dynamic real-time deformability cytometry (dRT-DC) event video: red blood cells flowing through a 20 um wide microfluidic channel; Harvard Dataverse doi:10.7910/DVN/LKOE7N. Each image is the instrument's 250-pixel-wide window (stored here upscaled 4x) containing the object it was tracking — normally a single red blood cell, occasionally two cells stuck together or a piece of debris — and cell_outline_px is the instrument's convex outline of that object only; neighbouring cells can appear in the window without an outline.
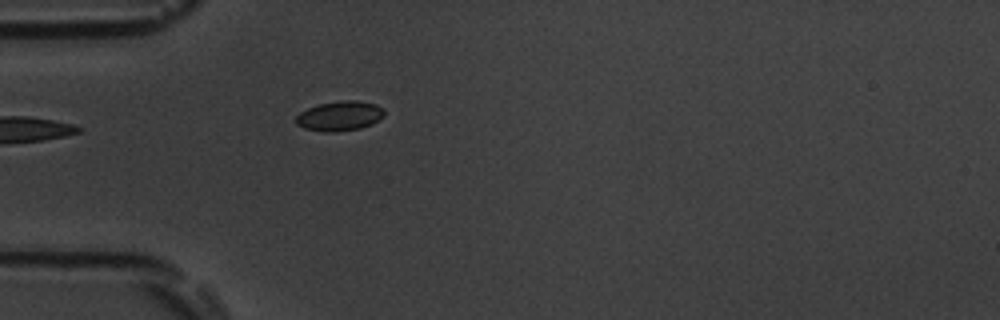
{"species": "common noctule bat (a hibernating species)", "species_latin": "Nyctalus noctula", "temperature_condition": "room temperature", "stored_images_in_passage": 14, "camera_frame_rate_fps": 3000, "um_per_image_px": 0.085, "animal": {"sex": "male", "body_mass_g": 19.5, "forearm_length_mm": 54.6}, "frame": {"image": 1, "passage_image": 1, "time_ms": 0.0, "image_size_px": [1000, 320], "cell_outline_px": [[384, 116], [372, 124], [360, 128], [336, 132], [324, 132], [304, 128], [296, 124], [296, 116], [300, 112], [308, 108], [320, 104], [344, 100], [356, 100], [376, 104], [384, 108]], "centroid_in_image_um": [28.89, 9.86], "position_along_channel_um": 56.1, "area_um2": 15.32}}
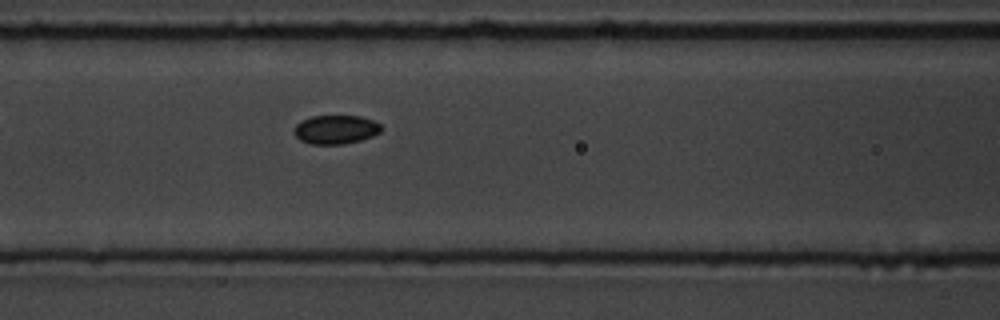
{"frame": {"image": 2, "passage_image": 8, "time_ms": 2.333, "image_size_px": [1000, 320], "cell_outline_px": [[380, 132], [372, 136], [360, 140], [344, 144], [312, 144], [300, 140], [292, 132], [292, 128], [300, 120], [312, 116], [360, 116], [372, 120], [380, 124]], "centroid_in_image_um": [28.48, 11.0], "position_along_channel_um": 138.1, "area_um2": 14.68}}
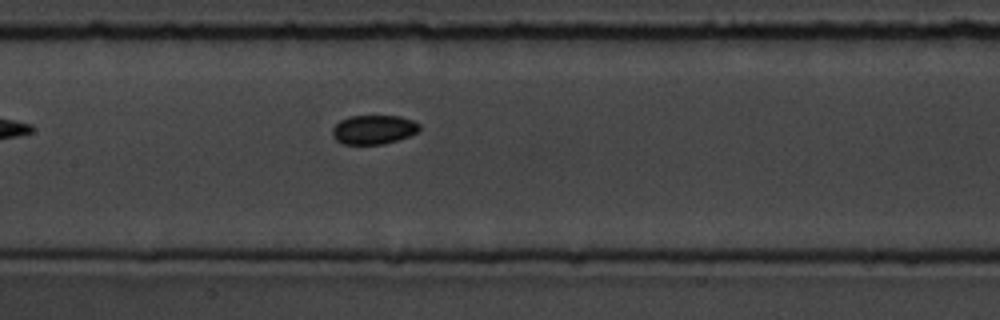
{"frame": {"image": 3, "passage_image": 11, "time_ms": 3.333, "image_size_px": [1000, 320], "cell_outline_px": [[420, 128], [416, 132], [408, 136], [384, 144], [344, 144], [336, 140], [332, 136], [332, 128], [340, 120], [348, 116], [400, 116], [412, 120], [420, 124]], "centroid_in_image_um": [31.73, 11.01], "position_along_channel_um": 175.7, "area_um2": 14.74}}